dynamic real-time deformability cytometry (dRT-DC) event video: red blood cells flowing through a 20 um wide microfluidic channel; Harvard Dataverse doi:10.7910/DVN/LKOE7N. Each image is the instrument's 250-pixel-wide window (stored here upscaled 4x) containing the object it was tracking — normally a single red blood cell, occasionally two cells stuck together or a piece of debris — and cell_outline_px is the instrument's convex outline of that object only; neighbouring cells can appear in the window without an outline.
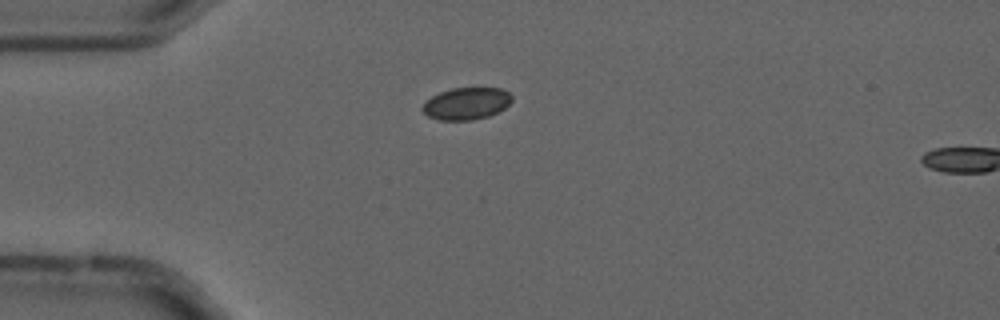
{"species": "common noctule bat (a hibernating species)", "species_latin": "Nyctalus noctula", "temperature_condition": "cold", "stored_images_in_passage": 17, "camera_frame_rate_fps": 3000, "um_per_image_px": 0.085, "animal": {"sex": "male", "forearm_length_mm": 52.5}, "frame": {"image": 1, "passage_image": 15, "time_ms": 4.667, "image_size_px": [1000, 320], "cell_outline_px": [[512, 100], [504, 108], [488, 116], [472, 120], [440, 120], [428, 116], [420, 108], [432, 96], [440, 92], [452, 88], [500, 88], [508, 92], [512, 96]], "centroid_in_image_um": [39.64, 8.8], "position_along_channel_um": 45.4, "area_um2": 16.53}}